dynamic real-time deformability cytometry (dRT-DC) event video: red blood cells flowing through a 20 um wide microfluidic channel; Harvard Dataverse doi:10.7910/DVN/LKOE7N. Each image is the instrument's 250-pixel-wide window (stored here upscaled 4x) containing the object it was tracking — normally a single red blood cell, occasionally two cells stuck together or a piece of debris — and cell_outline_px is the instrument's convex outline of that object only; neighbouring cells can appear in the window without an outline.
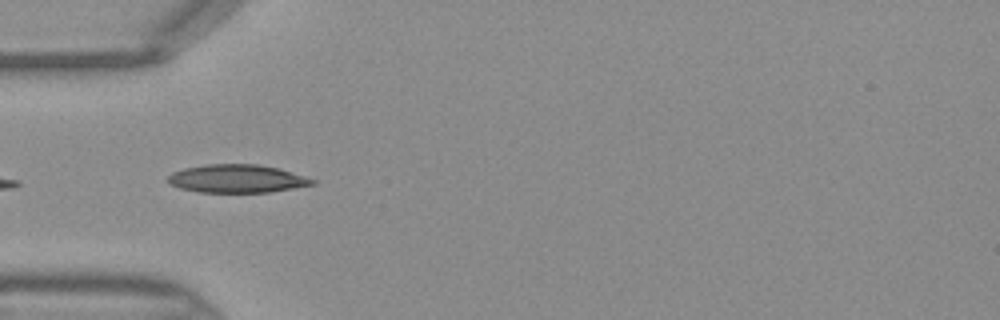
{"species": "Egyptian fruit bat (a non-hibernating species)", "species_latin": "Rousettus aegyptiacus", "temperature_condition": "warm", "stored_images_in_passage": 6, "camera_frame_rate_fps": 3000, "um_per_image_px": 0.085, "frame": {"image": 1, "passage_image": 2, "time_ms": 0.333, "image_size_px": [1000, 320], "cell_outline_px": [[316, 184], [268, 192], [200, 192], [180, 188], [168, 184], [168, 176], [172, 172], [184, 168], [208, 164], [260, 164], [276, 168], [304, 176], [316, 180]], "centroid_in_image_um": [20.11, 15.18], "position_along_channel_um": 64.9, "area_um2": 23.52}}